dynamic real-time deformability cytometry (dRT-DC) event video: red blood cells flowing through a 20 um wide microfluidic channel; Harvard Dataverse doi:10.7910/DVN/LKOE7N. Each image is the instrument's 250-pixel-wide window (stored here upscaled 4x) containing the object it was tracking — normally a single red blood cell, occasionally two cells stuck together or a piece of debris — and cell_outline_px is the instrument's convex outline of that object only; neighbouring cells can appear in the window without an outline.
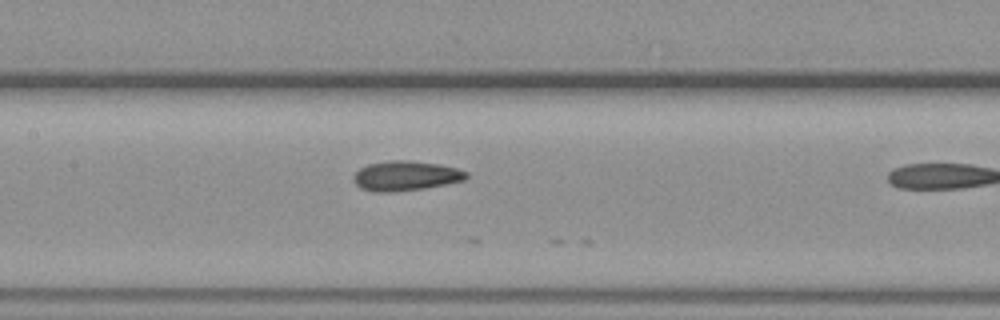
{"species": "common noctule bat (a hibernating species)", "species_latin": "Nyctalus noctula", "temperature_condition": "warm", "stored_images_in_passage": 13, "camera_frame_rate_fps": 3000, "um_per_image_px": 0.085, "animal": {"sex": "female", "body_mass_g": 19.3, "forearm_length_mm": 54.1}, "frame": {"image": 1, "passage_image": 12, "time_ms": 3.667, "image_size_px": [1000, 320], "cell_outline_px": [[468, 176], [464, 180], [424, 188], [392, 192], [372, 192], [360, 188], [356, 184], [352, 176], [360, 168], [368, 164], [388, 160], [408, 160], [440, 164], [456, 168], [468, 172]], "centroid_in_image_um": [34.45, 14.94], "position_along_channel_um": 172.9, "area_um2": 19.59}}